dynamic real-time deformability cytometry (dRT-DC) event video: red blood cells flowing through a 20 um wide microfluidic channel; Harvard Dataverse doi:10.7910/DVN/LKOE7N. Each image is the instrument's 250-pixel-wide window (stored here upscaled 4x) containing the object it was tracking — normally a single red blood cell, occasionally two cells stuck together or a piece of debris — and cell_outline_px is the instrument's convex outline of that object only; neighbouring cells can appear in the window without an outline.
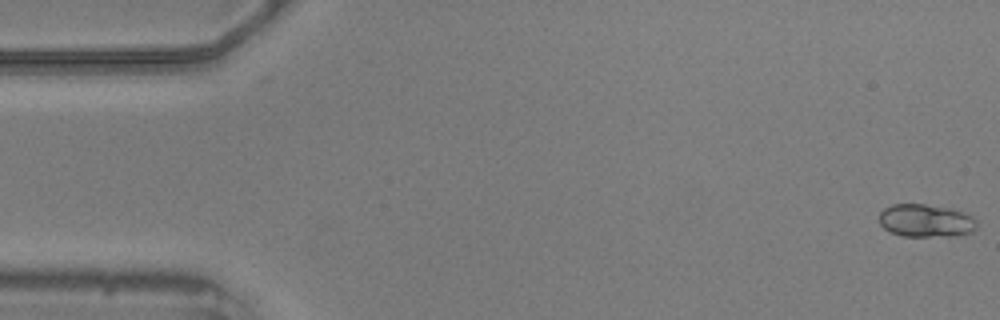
{"species": "common noctule bat (a hibernating species)", "species_latin": "Nyctalus noctula", "temperature_condition": "warm", "stored_images_in_passage": 2, "camera_frame_rate_fps": 3000, "um_per_image_px": 0.085, "animal": {"sex": "male", "body_mass_g": 20.5, "forearm_length_mm": 52.5}, "frame": {"image": 1, "passage_image": 2, "time_ms": 0.333, "image_size_px": [1000, 320], "cell_outline_px": [[976, 228], [972, 232], [952, 236], [900, 236], [884, 228], [880, 224], [880, 212], [884, 208], [892, 204], [924, 204], [948, 208], [972, 216], [976, 220]], "centroid_in_image_um": [78.67, 18.76], "position_along_channel_um": 6.3, "area_um2": 18.55}}